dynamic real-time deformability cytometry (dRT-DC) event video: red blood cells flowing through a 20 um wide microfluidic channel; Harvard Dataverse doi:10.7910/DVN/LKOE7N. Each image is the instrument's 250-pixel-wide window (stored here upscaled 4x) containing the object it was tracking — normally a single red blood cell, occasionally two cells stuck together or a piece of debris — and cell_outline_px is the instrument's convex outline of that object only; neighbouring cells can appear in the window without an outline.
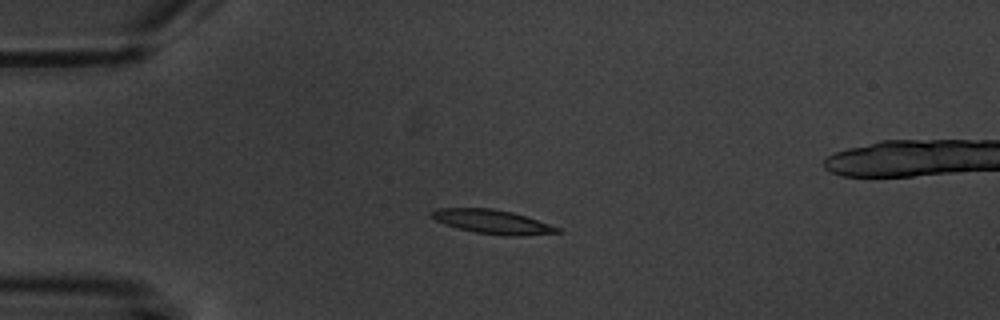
{"species": "common noctule bat (a hibernating species)", "species_latin": "Nyctalus noctula", "temperature_condition": "warm", "stored_images_in_passage": 3, "camera_frame_rate_fps": 3000, "um_per_image_px": 0.085, "animal": {"sex": "male", "body_mass_g": 20.1, "forearm_length_mm": 53.5}, "frame": {"image": 1, "passage_image": 1, "time_ms": 0.0, "image_size_px": [1000, 320], "cell_outline_px": [[560, 232], [516, 236], [508, 236], [476, 232], [444, 224], [436, 220], [428, 212], [436, 208], [492, 208], [512, 212], [560, 228]], "centroid_in_image_um": [41.8, 18.83], "position_along_channel_um": 43.2, "area_um2": 17.22}}